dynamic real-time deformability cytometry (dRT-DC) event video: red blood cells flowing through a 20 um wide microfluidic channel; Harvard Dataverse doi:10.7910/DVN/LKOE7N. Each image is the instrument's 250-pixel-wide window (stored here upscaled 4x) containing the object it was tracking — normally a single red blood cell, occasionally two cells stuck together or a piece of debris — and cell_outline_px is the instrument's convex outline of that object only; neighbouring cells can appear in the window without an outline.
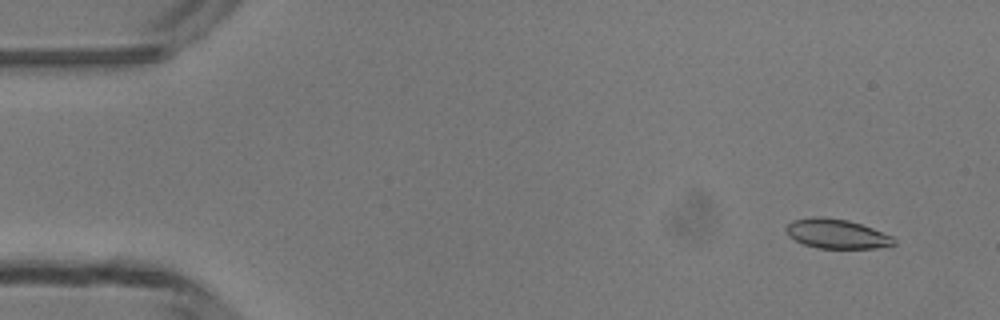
{"species": "common noctule bat (a hibernating species)", "species_latin": "Nyctalus noctula", "temperature_condition": "room temperature", "stored_images_in_passage": 50, "camera_frame_rate_fps": 3000, "um_per_image_px": 0.085, "animal": {"sex": "male", "body_mass_g": 13.3}, "frame": {"image": 1, "passage_image": 4, "time_ms": 1.0, "image_size_px": [1000, 320], "cell_outline_px": [[896, 244], [876, 248], [816, 248], [804, 244], [788, 236], [784, 228], [792, 220], [812, 216], [824, 216], [848, 220], [872, 228], [892, 236], [896, 240]], "centroid_in_image_um": [71.08, 19.86], "position_along_channel_um": 13.9, "area_um2": 18.61}}
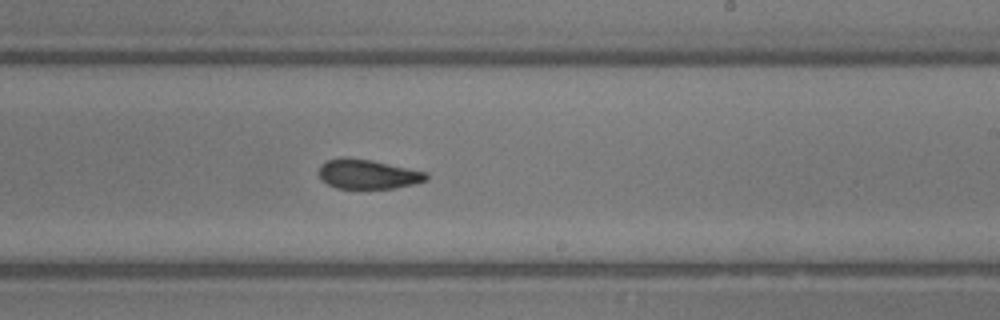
{"frame": {"image": 2, "passage_image": 30, "time_ms": 9.667, "image_size_px": [1000, 320], "cell_outline_px": [[428, 180], [412, 184], [392, 188], [336, 188], [320, 180], [320, 164], [324, 160], [340, 156], [348, 156], [372, 160], [428, 172]], "centroid_in_image_um": [31.23, 14.77], "position_along_channel_um": 257.8, "area_um2": 18.73}}
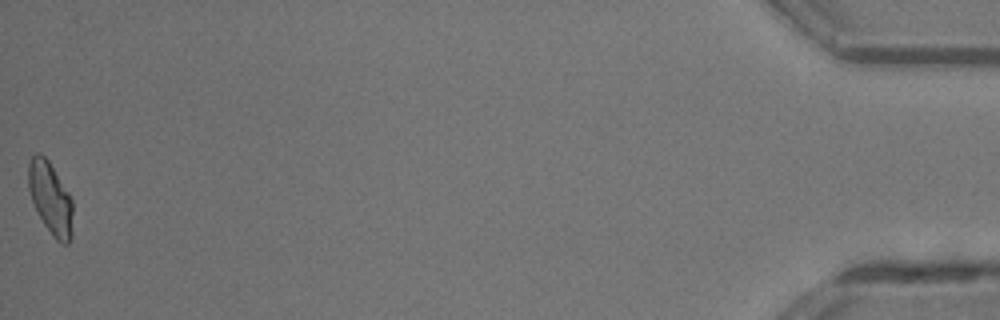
{"frame": {"image": 3, "passage_image": 50, "time_ms": 16.333, "image_size_px": [1000, 320], "cell_outline_px": [[72, 236], [68, 244], [60, 244], [52, 236], [44, 224], [32, 200], [28, 188], [28, 164], [32, 156], [36, 152], [40, 152], [48, 160], [68, 192], [72, 200]], "centroid_in_image_um": [4.29, 16.86], "position_along_channel_um": 430.9, "area_um2": 18.61}, "authors_computed_cell_mechanics": {"area_um2": 18.9584, "velocity_mm_per_s": 4.1564, "shape_relaxation_time_tau1_ms": null, "shape_relaxation_time_tau2_ms": 1.82, "deformation_change_tau1": null, "deformation_change_tau2": 0.0775}}